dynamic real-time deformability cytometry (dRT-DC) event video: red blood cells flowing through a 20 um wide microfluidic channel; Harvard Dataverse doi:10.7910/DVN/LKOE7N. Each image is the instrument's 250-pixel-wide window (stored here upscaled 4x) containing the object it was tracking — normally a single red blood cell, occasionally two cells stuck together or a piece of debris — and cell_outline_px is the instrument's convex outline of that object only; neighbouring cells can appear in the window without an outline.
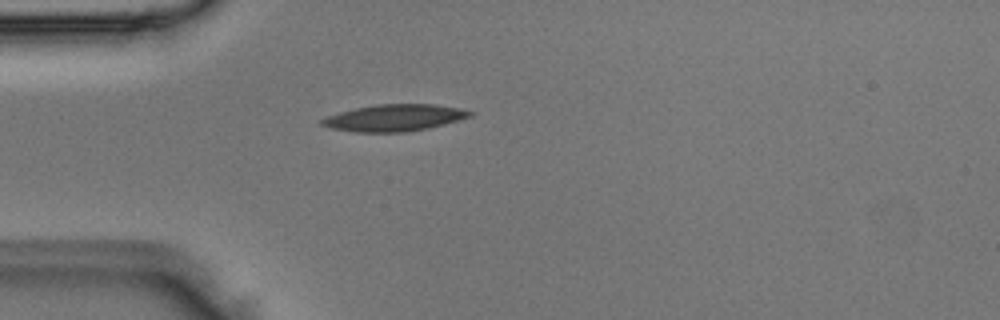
{"species": "Egyptian fruit bat (a non-hibernating species)", "species_latin": "Rousettus aegyptiacus", "temperature_condition": "room temperature", "stored_images_in_passage": 3, "camera_frame_rate_fps": 3000, "um_per_image_px": 0.085, "animal": {"sex": "male"}, "frame": {"image": 1, "passage_image": 3, "time_ms": 0.667, "image_size_px": [1000, 320], "cell_outline_px": [[476, 112], [472, 116], [460, 120], [428, 128], [404, 132], [356, 132], [332, 128], [320, 124], [320, 120], [328, 116], [340, 112], [356, 108], [380, 104], [432, 104], [460, 108]], "centroid_in_image_um": [33.57, 10.01], "position_along_channel_um": 51.4, "area_um2": 22.95}}